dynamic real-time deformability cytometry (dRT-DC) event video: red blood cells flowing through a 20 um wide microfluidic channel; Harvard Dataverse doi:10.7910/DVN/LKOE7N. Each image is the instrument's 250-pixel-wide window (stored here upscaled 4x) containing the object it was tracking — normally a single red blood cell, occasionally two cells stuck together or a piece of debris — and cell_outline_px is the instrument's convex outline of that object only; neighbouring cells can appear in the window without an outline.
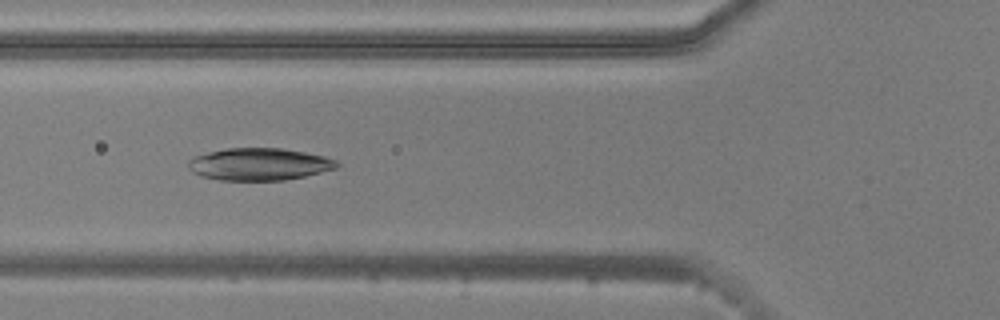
{"species": "common noctule bat (a hibernating species)", "species_latin": "Nyctalus noctula", "temperature_condition": "warm", "stored_images_in_passage": 49, "camera_frame_rate_fps": 3000, "um_per_image_px": 0.085, "animal": {"sex": "male", "body_mass_g": 20.5, "forearm_length_mm": 52.5}, "frame": {"image": 1, "passage_image": 14, "time_ms": 4.333, "image_size_px": [1000, 320], "cell_outline_px": [[340, 164], [336, 168], [304, 176], [284, 180], [220, 180], [200, 176], [192, 172], [188, 168], [188, 160], [196, 156], [208, 152], [228, 148], [280, 148], [304, 152], [324, 156], [336, 160]], "centroid_in_image_um": [22.01, 13.96], "position_along_channel_um": 103.8, "area_um2": 27.8}}
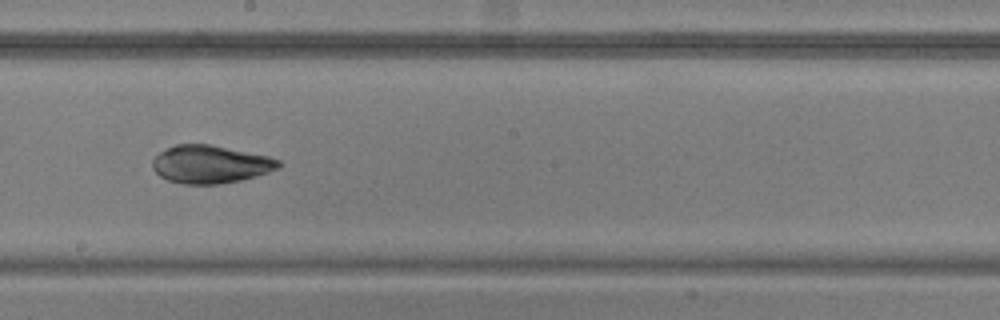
{"frame": {"image": 2, "passage_image": 24, "time_ms": 7.667, "image_size_px": [1000, 320], "cell_outline_px": [[280, 168], [256, 176], [240, 180], [220, 184], [180, 184], [168, 180], [160, 176], [152, 168], [152, 160], [160, 152], [176, 144], [212, 144], [268, 156], [280, 160]], "centroid_in_image_um": [17.88, 13.96], "position_along_channel_um": 230.3, "area_um2": 27.92}}
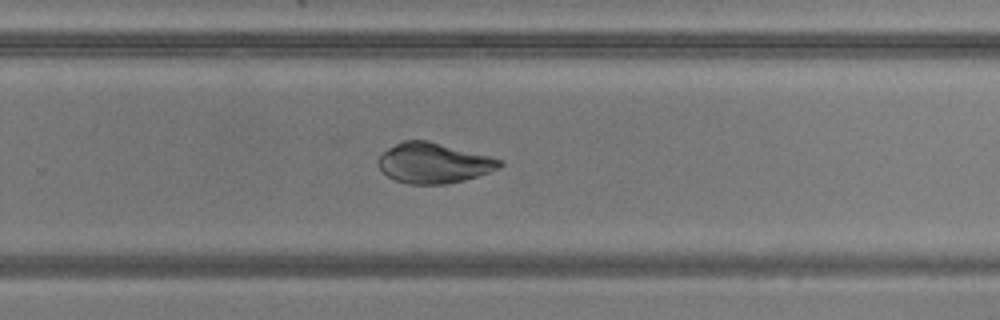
{"frame": {"image": 3, "passage_image": 29, "time_ms": 9.333, "image_size_px": [1000, 320], "cell_outline_px": [[504, 164], [500, 168], [464, 180], [444, 184], [408, 184], [396, 180], [388, 176], [380, 168], [376, 160], [388, 148], [404, 140], [428, 140], [504, 160]], "centroid_in_image_um": [36.87, 13.85], "position_along_channel_um": 292.9, "area_um2": 28.32}}